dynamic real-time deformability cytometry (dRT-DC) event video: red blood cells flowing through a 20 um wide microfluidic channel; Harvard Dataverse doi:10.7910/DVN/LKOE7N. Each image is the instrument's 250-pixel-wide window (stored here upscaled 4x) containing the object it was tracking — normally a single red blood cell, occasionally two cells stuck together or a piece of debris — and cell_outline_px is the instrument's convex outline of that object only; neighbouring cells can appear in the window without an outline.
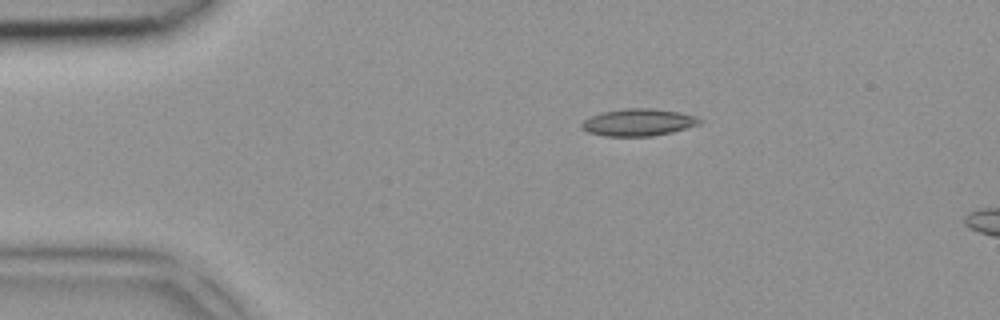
{"species": "common noctule bat (a hibernating species)", "species_latin": "Nyctalus noctula", "temperature_condition": "room temperature", "stored_images_in_passage": 2, "camera_frame_rate_fps": 3000, "um_per_image_px": 0.085, "animal": {"sex": "female", "body_mass_g": 18.4}, "frame": {"image": 1, "passage_image": 1, "time_ms": 0.0, "image_size_px": [1000, 320], "cell_outline_px": [[704, 120], [700, 124], [672, 132], [652, 136], [604, 136], [588, 132], [580, 128], [580, 124], [584, 120], [592, 116], [604, 112], [624, 108], [652, 108], [680, 112], [696, 116]], "centroid_in_image_um": [54.28, 10.4], "position_along_channel_um": 30.7, "area_um2": 18.73}}